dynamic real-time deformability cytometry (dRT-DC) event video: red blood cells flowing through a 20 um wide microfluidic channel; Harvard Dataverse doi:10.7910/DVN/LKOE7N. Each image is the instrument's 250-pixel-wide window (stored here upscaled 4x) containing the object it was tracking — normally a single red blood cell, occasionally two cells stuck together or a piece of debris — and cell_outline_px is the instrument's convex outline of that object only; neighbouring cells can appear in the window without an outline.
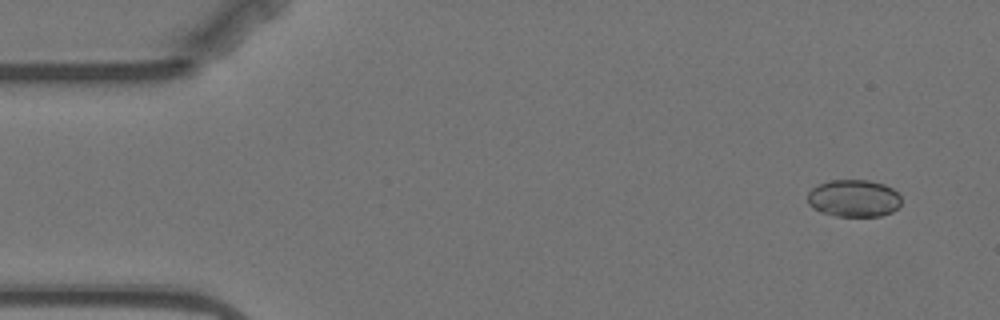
{"species": "Egyptian fruit bat (a non-hibernating species)", "species_latin": "Rousettus aegyptiacus", "temperature_condition": "warm", "stored_images_in_passage": 3, "camera_frame_rate_fps": 3000, "um_per_image_px": 0.085, "animal": {"sex": "female"}, "frame": {"image": 1, "passage_image": 1, "time_ms": 0.0, "image_size_px": [1000, 320], "cell_outline_px": [[900, 204], [892, 212], [880, 216], [836, 216], [820, 212], [812, 208], [808, 204], [808, 192], [812, 188], [828, 180], [868, 180], [884, 184], [892, 188], [900, 196]], "centroid_in_image_um": [72.55, 16.86], "position_along_channel_um": 12.5, "area_um2": 20.4}}
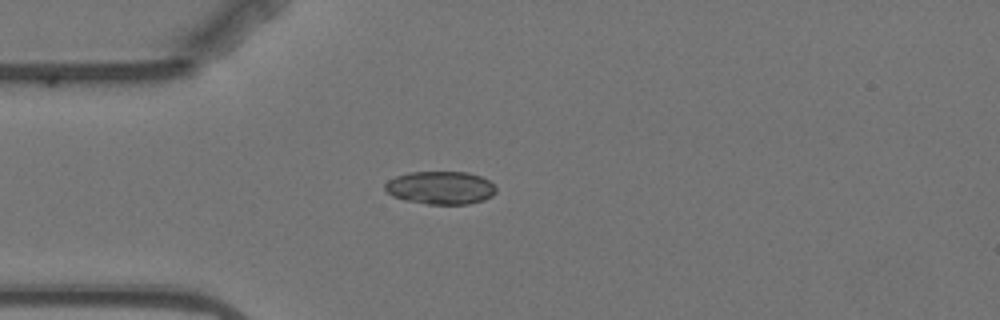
{"frame": {"image": 2, "passage_image": 3, "time_ms": 3.667, "image_size_px": [1000, 320], "cell_outline_px": [[496, 192], [492, 196], [484, 200], [468, 204], [428, 204], [404, 200], [392, 196], [384, 188], [384, 184], [388, 180], [396, 176], [408, 172], [468, 172], [480, 176], [488, 180], [496, 188]], "centroid_in_image_um": [37.43, 15.96], "position_along_channel_um": 47.6, "area_um2": 21.44}}